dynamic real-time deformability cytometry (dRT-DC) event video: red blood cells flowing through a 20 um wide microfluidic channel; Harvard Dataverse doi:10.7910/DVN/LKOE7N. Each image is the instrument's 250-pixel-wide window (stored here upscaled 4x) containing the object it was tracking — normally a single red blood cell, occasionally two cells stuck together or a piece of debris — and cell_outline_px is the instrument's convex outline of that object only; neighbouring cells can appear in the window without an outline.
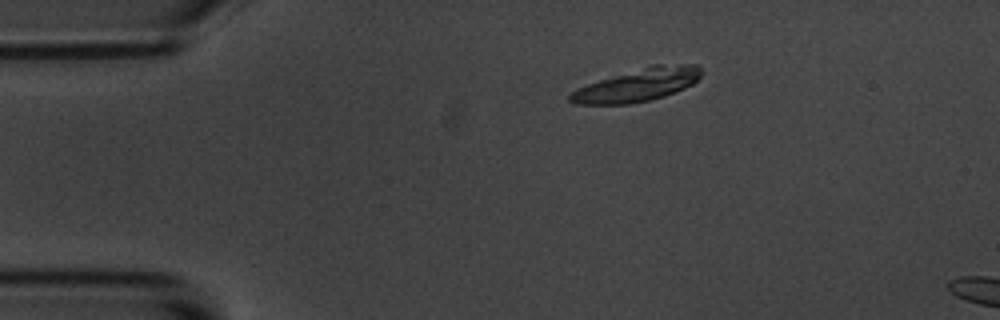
{"species": "common noctule bat (a hibernating species)", "species_latin": "Nyctalus noctula", "temperature_condition": "room temperature", "stored_images_in_passage": 5, "camera_frame_rate_fps": 3000, "um_per_image_px": 0.085, "animal": {"sex": "male", "body_mass_g": 20.1, "forearm_length_mm": 53.5}, "frame": {"image": 1, "passage_image": 4, "time_ms": 3.333, "image_size_px": [1000, 320], "cell_outline_px": [[700, 76], [692, 84], [684, 88], [664, 96], [648, 100], [628, 104], [576, 104], [568, 100], [568, 96], [576, 88], [600, 80], [652, 64], [696, 64], [700, 68]], "centroid_in_image_um": [54.18, 7.22], "position_along_channel_um": 30.8, "area_um2": 24.74}}